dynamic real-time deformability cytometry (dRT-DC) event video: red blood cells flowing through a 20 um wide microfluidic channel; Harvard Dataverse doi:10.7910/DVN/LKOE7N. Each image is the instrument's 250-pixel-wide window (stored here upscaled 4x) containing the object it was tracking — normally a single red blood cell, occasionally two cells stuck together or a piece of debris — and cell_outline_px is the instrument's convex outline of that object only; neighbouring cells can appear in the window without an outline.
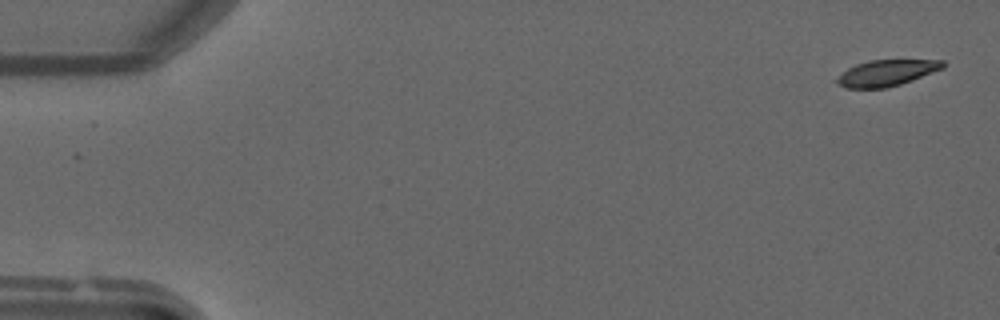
{"species": "common noctule bat (a hibernating species)", "species_latin": "Nyctalus noctula", "temperature_condition": "warm", "stored_images_in_passage": 50, "camera_frame_rate_fps": 3000, "um_per_image_px": 0.085, "animal": {"sex": "male", "forearm_length_mm": 52.5}, "frame": {"image": 1, "passage_image": 2, "time_ms": 0.333, "image_size_px": [1000, 320], "cell_outline_px": [[944, 68], [900, 84], [888, 88], [848, 88], [840, 84], [836, 80], [848, 68], [856, 64], [868, 60], [944, 60]], "centroid_in_image_um": [75.38, 6.19], "position_along_channel_um": 9.6, "area_um2": 15.84}}
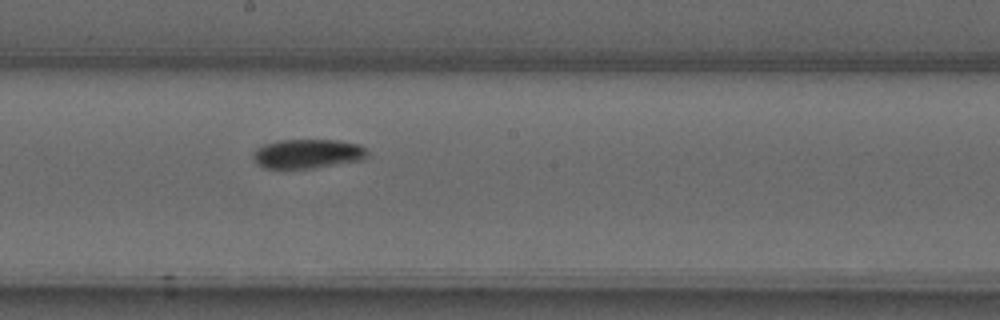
{"frame": {"image": 2, "passage_image": 28, "time_ms": 9.0, "image_size_px": [1000, 320], "cell_outline_px": [[368, 156], [364, 160], [312, 168], [264, 168], [256, 164], [252, 160], [252, 152], [256, 148], [264, 144], [276, 140], [336, 140], [360, 144], [368, 152]], "centroid_in_image_um": [26.12, 13.07], "position_along_channel_um": 222.1, "area_um2": 19.77}}
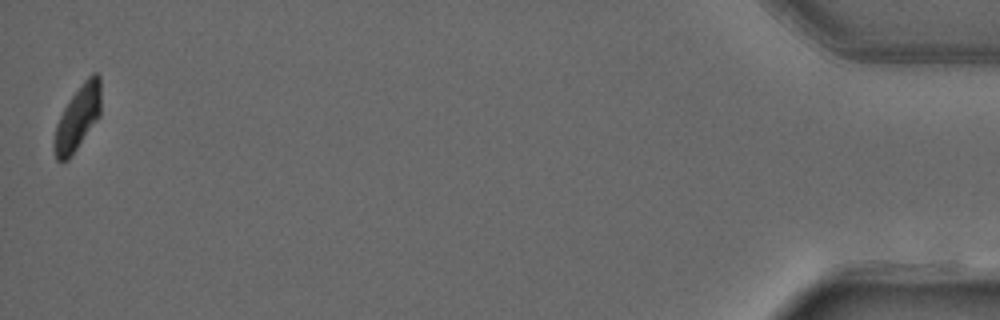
{"frame": {"image": 3, "passage_image": 50, "time_ms": 16.333, "image_size_px": [1000, 320], "cell_outline_px": [[100, 116], [68, 160], [56, 160], [52, 144], [52, 140], [56, 124], [68, 100], [84, 80], [92, 72], [96, 72], [100, 76]], "centroid_in_image_um": [6.58, 10.0], "position_along_channel_um": 428.6, "area_um2": 17.63}}